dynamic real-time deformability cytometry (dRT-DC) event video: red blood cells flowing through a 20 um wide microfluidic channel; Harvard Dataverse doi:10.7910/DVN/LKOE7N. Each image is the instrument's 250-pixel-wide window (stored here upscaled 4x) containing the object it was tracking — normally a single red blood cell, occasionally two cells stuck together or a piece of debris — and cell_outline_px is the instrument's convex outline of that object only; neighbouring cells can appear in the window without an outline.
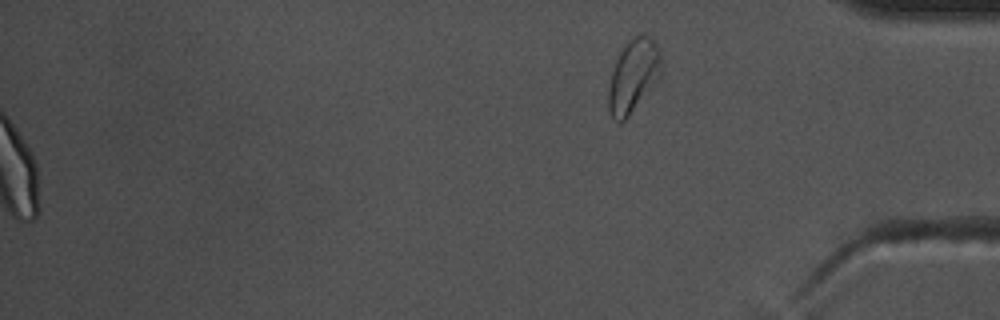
{"species": "common noctule bat (a hibernating species)", "species_latin": "Nyctalus noctula", "temperature_condition": "warm", "stored_images_in_passage": 57, "segment_of_instrument_passage": [2, 2], "camera_frame_rate_fps": 3000, "um_per_image_px": 0.085, "animal": {"sex": "male", "body_mass_g": 17.5, "forearm_length_mm": 52.3}, "frame": {"image": 1, "passage_image": 57, "time_ms": 18.667, "image_size_px": [1000, 320], "cell_outline_px": [[660, 76], [628, 116], [620, 124], [612, 116], [608, 108], [608, 88], [612, 72], [616, 60], [624, 44], [632, 36], [640, 32], [648, 36], [656, 44], [660, 52]], "centroid_in_image_um": [53.8, 6.4], "position_along_channel_um": 381.4, "area_um2": 22.14}}